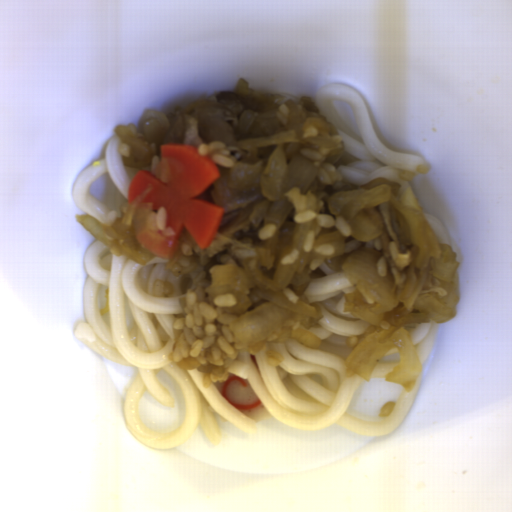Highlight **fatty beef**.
<instances>
[{
  "label": "fatty beef",
  "instance_id": "1",
  "mask_svg": "<svg viewBox=\"0 0 512 512\" xmlns=\"http://www.w3.org/2000/svg\"><path fill=\"white\" fill-rule=\"evenodd\" d=\"M155 145L183 143L209 155L220 175L197 198L223 208L212 243L191 248L200 269L256 258L264 239L258 233L271 204L286 192L293 157L323 159L345 150L340 131L307 96L236 88L181 105L167 115Z\"/></svg>",
  "mask_w": 512,
  "mask_h": 512
}]
</instances>
